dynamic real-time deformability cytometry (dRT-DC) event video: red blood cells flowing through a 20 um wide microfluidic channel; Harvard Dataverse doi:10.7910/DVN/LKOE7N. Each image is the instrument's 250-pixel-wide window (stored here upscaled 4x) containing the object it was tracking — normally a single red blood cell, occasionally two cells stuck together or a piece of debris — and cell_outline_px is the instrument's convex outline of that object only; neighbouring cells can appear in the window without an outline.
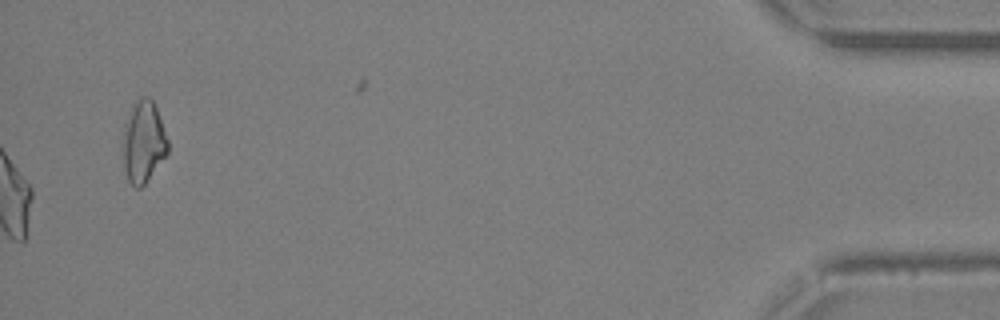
{"species": "Egyptian fruit bat (a non-hibernating species)", "species_latin": "Rousettus aegyptiacus", "temperature_condition": "warm", "stored_images_in_passage": 38, "camera_frame_rate_fps": 3000, "um_per_image_px": 0.085, "animal": {"sex": "female"}, "frame": {"image": 1, "passage_image": 38, "time_ms": 12.333, "image_size_px": [1000, 320], "cell_outline_px": [[168, 152], [144, 184], [140, 188], [136, 188], [128, 180], [124, 168], [120, 148], [124, 124], [132, 104], [140, 96], [148, 96], [152, 100], [156, 108], [168, 140]], "centroid_in_image_um": [12.13, 12.04], "position_along_channel_um": 423.1, "area_um2": 21.73}, "authors_computed_cell_mechanics": {"area_um2": 22.2241, "velocity_mm_per_s": 4.9821, "shape_relaxation_time_tau1_ms": null, "shape_relaxation_time_tau2_ms": 2.6161, "deformation_change_tau1": null, "deformation_change_tau2": 0.1048}}